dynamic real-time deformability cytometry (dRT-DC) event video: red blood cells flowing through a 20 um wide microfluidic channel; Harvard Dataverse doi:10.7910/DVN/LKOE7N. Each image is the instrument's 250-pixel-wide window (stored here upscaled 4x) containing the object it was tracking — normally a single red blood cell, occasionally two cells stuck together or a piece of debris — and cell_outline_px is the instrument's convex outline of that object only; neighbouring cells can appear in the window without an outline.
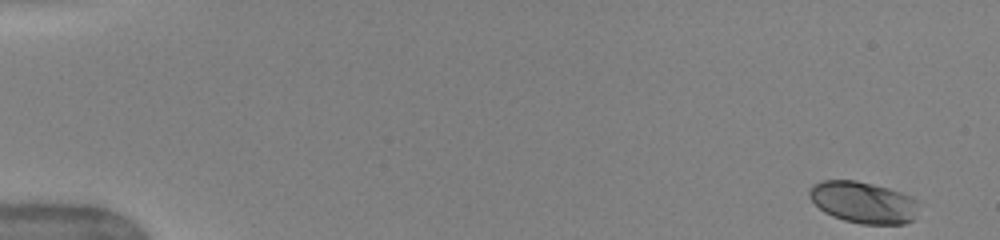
{"species": "human", "species_latin": "Homo sapiens", "temperature_condition": "warm", "stored_images_in_passage": 50, "camera_frame_rate_fps": 3000, "um_per_image_px": 0.085, "donor": {"sex": "female"}, "frame": {"image": 1, "passage_image": 1, "time_ms": 0.0, "image_size_px": [1000, 240], "cell_outline_px": [[916, 200], [912, 220], [904, 224], [860, 224], [844, 220], [832, 216], [824, 212], [808, 196], [808, 192], [812, 184], [824, 180], [856, 180], [888, 188], [912, 196]], "centroid_in_image_um": [73.32, 17.19], "position_along_channel_um": 11.7, "area_um2": 26.24}}
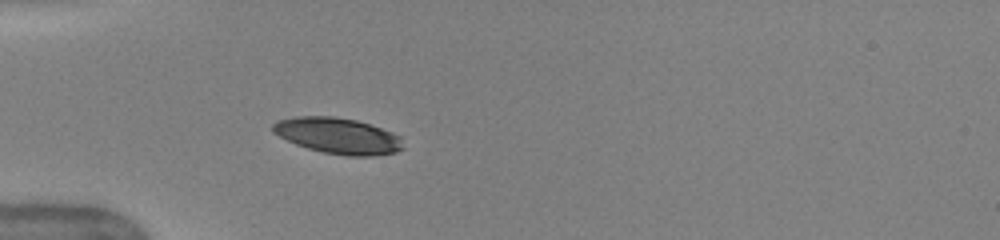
{"frame": {"image": 2, "passage_image": 15, "time_ms": 4.667, "image_size_px": [1000, 240], "cell_outline_px": [[404, 148], [396, 152], [372, 156], [348, 156], [324, 152], [308, 148], [296, 144], [272, 132], [272, 124], [276, 120], [296, 116], [332, 116], [356, 120], [392, 132], [400, 136]], "centroid_in_image_um": [28.71, 11.53], "position_along_channel_um": 56.3, "area_um2": 27.22}}
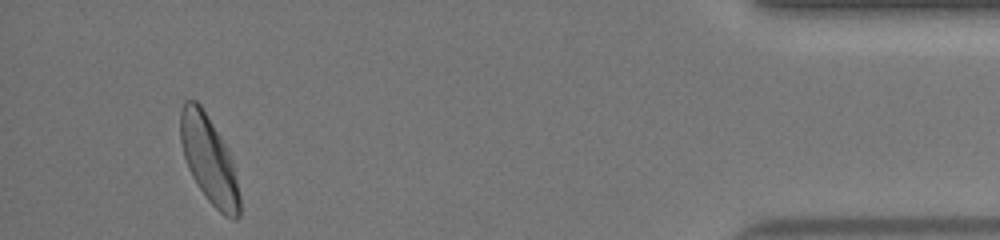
{"frame": {"image": 3, "passage_image": 47, "time_ms": 15.333, "image_size_px": [1000, 240], "cell_outline_px": [[240, 216], [236, 220], [232, 220], [224, 216], [208, 200], [192, 176], [188, 168], [184, 156], [180, 140], [180, 112], [184, 100], [196, 100], [200, 104], [228, 148], [240, 196]], "centroid_in_image_um": [17.76, 13.57], "position_along_channel_um": 417.4, "area_um2": 29.88}, "authors_computed_cell_mechanics": {"area_um2": 27.744, "velocity_mm_per_s": 4.0247, "shape_relaxation_time_tau1_ms": 2.8888, "shape_relaxation_time_tau2_ms": null, "deformation_change_tau1": 0.1463, "deformation_change_tau2": null}}